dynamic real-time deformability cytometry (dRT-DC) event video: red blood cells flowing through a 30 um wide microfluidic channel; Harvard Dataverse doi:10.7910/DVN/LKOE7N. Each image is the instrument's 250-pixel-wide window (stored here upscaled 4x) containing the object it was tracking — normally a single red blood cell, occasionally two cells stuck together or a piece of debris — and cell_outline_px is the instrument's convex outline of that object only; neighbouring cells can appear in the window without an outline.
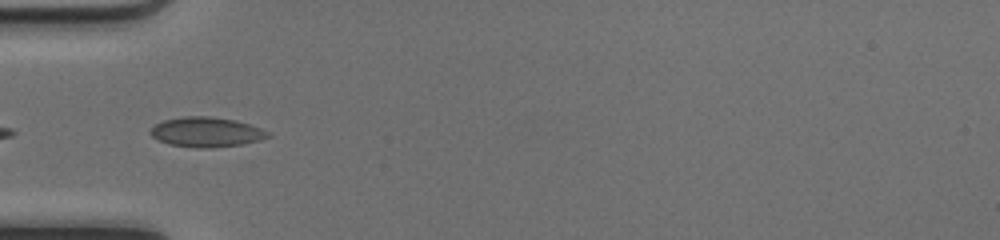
{"species": "common noctule bat (a hibernating species)", "species_latin": "Nyctalus noctula", "temperature_condition": "cold", "stored_images_in_passage": 8, "camera_frame_rate_fps": 3000, "um_per_image_px": 0.085, "animal": {"sex": "female", "body_mass_g": 17.0, "forearm_length_mm": 48.0}, "frame": {"image": 1, "passage_image": 2, "time_ms": 0.333, "image_size_px": [1000, 240], "cell_outline_px": [[272, 136], [260, 140], [240, 144], [212, 148], [196, 148], [168, 144], [152, 136], [148, 132], [156, 124], [164, 120], [184, 116], [212, 116], [236, 120], [260, 128], [268, 132]], "centroid_in_image_um": [17.54, 11.22], "position_along_channel_um": 67.5, "area_um2": 20.4}}